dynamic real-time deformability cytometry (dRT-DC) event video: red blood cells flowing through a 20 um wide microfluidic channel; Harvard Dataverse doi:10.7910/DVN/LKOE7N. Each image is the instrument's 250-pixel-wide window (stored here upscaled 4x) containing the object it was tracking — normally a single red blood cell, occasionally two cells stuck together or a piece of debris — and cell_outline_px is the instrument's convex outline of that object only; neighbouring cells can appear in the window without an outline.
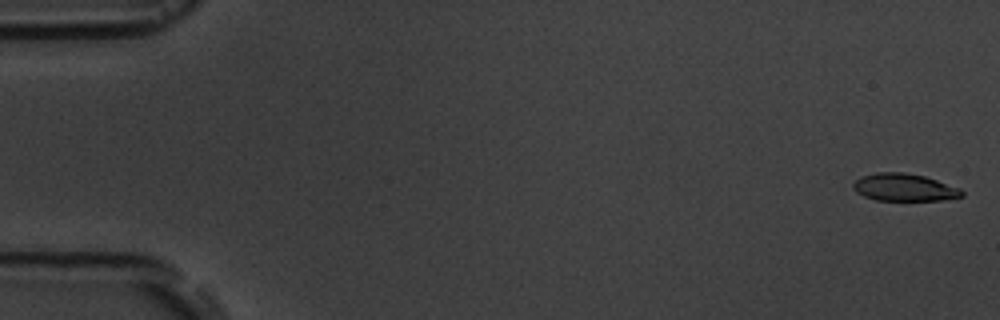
{"species": "common noctule bat (a hibernating species)", "species_latin": "Nyctalus noctula", "temperature_condition": "room temperature", "stored_images_in_passage": 10, "camera_frame_rate_fps": 3000, "um_per_image_px": 0.085, "animal": {"sex": "male", "body_mass_g": 19.5, "forearm_length_mm": 54.6}, "frame": {"image": 1, "passage_image": 1, "time_ms": 0.0, "image_size_px": [1000, 320], "cell_outline_px": [[964, 196], [940, 200], [876, 200], [864, 196], [856, 192], [852, 188], [852, 184], [860, 176], [876, 172], [904, 172], [924, 176], [960, 188], [964, 192]], "centroid_in_image_um": [76.83, 15.92], "position_along_channel_um": 8.2, "area_um2": 17.4}}
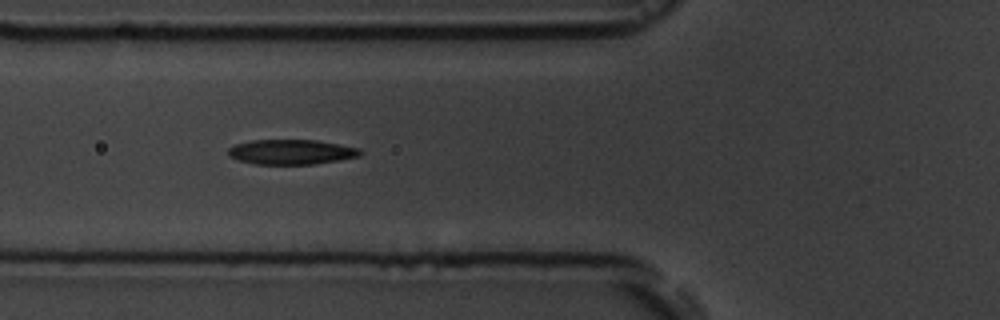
{"frame": {"image": 2, "passage_image": 7, "time_ms": 6.667, "image_size_px": [1000, 320], "cell_outline_px": [[364, 152], [360, 156], [340, 160], [312, 164], [256, 164], [240, 160], [228, 156], [228, 148], [236, 144], [252, 140], [316, 140], [340, 144], [360, 148]], "centroid_in_image_um": [24.8, 12.91], "position_along_channel_um": 101.0, "area_um2": 19.19}}
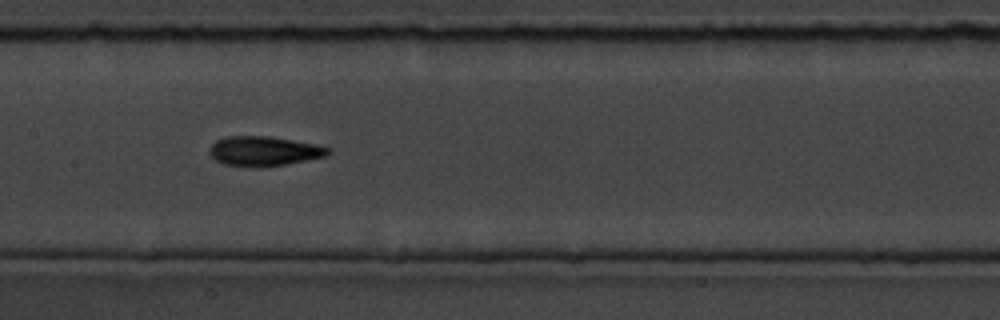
{"frame": {"image": 3, "passage_image": 9, "time_ms": 9.0, "image_size_px": [1000, 320], "cell_outline_px": [[332, 152], [328, 156], [284, 164], [224, 164], [216, 160], [208, 152], [212, 144], [216, 140], [228, 136], [272, 136], [316, 144], [328, 148]], "centroid_in_image_um": [22.48, 12.79], "position_along_channel_um": 184.9, "area_um2": 19.71}}